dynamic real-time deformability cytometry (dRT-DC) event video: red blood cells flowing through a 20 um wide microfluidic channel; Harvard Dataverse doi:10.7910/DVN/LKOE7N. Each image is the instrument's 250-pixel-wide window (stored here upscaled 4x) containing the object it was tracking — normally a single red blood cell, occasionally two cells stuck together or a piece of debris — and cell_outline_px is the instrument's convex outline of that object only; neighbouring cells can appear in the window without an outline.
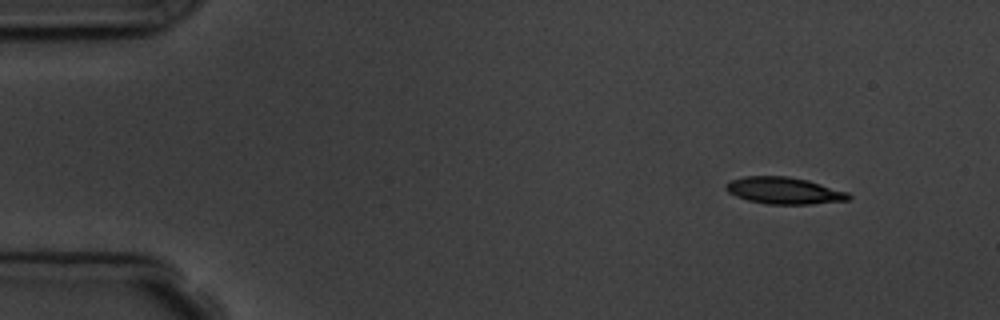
{"species": "common noctule bat (a hibernating species)", "species_latin": "Nyctalus noctula", "temperature_condition": "room temperature", "stored_images_in_passage": 3, "camera_frame_rate_fps": 3000, "um_per_image_px": 0.085, "animal": {"sex": "male", "body_mass_g": 19.5, "forearm_length_mm": 54.6}, "frame": {"image": 1, "passage_image": 1, "time_ms": 0.0, "image_size_px": [1000, 320], "cell_outline_px": [[852, 196], [848, 200], [812, 204], [768, 204], [748, 200], [736, 196], [728, 192], [724, 188], [724, 184], [728, 180], [744, 176], [788, 176], [808, 180], [848, 192]], "centroid_in_image_um": [66.61, 16.19], "position_along_channel_um": 18.4, "area_um2": 19.31}}
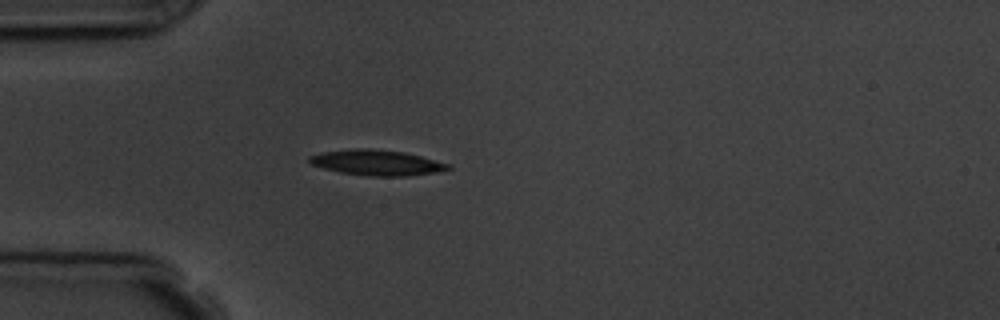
{"frame": {"image": 2, "passage_image": 3, "time_ms": 3.333, "image_size_px": [1000, 320], "cell_outline_px": [[452, 168], [440, 172], [408, 176], [368, 176], [340, 172], [324, 168], [312, 164], [308, 160], [308, 156], [320, 152], [352, 148], [364, 148], [404, 152], [452, 164]], "centroid_in_image_um": [32.05, 13.82], "position_along_channel_um": 52.9, "area_um2": 20.75}}